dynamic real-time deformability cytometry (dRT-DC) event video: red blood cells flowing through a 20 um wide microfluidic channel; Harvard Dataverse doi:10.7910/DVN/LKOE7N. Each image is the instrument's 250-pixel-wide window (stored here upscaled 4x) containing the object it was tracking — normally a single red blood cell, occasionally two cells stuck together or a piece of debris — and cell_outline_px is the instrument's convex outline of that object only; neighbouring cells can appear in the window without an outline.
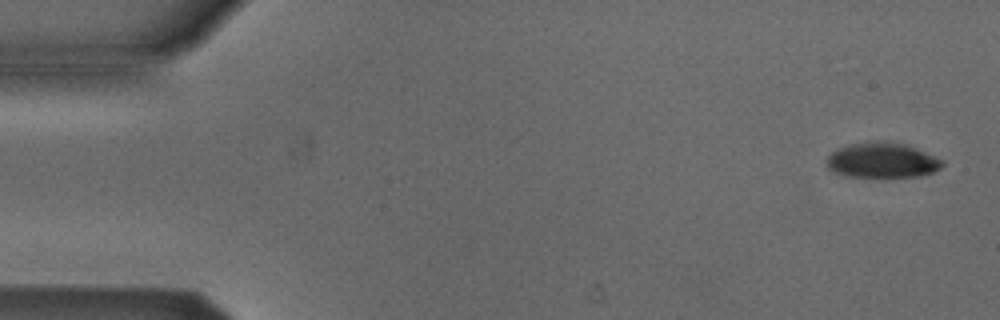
{"species": "Egyptian fruit bat (a non-hibernating species)", "species_latin": "Rousettus aegyptiacus", "temperature_condition": "cold", "stored_images_in_passage": 4, "camera_frame_rate_fps": 3000, "um_per_image_px": 0.085, "animal": {"sex": "male"}, "frame": {"image": 1, "passage_image": 1, "time_ms": 0.0, "image_size_px": [1000, 320], "cell_outline_px": [[944, 164], [940, 168], [932, 172], [920, 176], [848, 176], [836, 172], [828, 168], [828, 156], [836, 148], [848, 144], [876, 140], [888, 140], [904, 144], [916, 148], [944, 160]], "centroid_in_image_um": [75.0, 13.59], "position_along_channel_um": 10.0, "area_um2": 23.64}}